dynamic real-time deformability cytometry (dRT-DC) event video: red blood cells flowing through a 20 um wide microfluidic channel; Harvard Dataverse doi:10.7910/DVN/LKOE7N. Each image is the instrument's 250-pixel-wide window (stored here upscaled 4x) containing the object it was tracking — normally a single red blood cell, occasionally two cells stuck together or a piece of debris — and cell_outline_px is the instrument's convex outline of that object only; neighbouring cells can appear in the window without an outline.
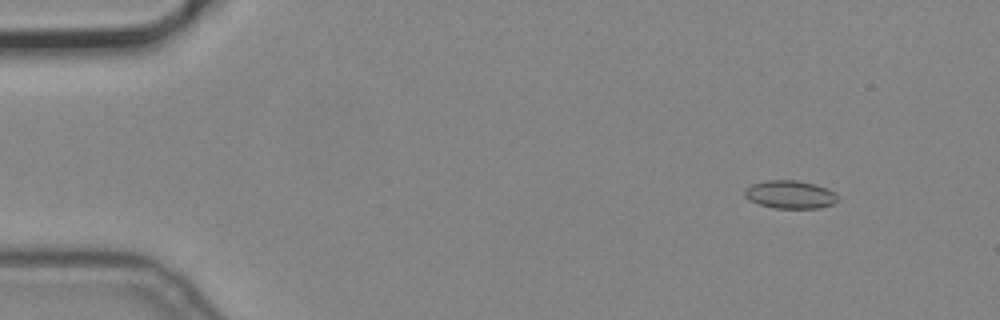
{"species": "common noctule bat (a hibernating species)", "species_latin": "Nyctalus noctula", "temperature_condition": "cold", "stored_images_in_passage": 6, "camera_frame_rate_fps": 3000, "um_per_image_px": 0.085, "animal": {"sex": "male", "body_mass_g": 19.2, "forearm_length_mm": 51.8}, "frame": {"image": 1, "passage_image": 3, "time_ms": 0.667, "image_size_px": [1000, 320], "cell_outline_px": [[836, 200], [832, 204], [820, 208], [776, 208], [760, 204], [748, 200], [744, 196], [744, 192], [752, 184], [764, 180], [796, 180], [816, 184], [828, 188], [836, 192]], "centroid_in_image_um": [67.16, 16.52], "position_along_channel_um": 17.8, "area_um2": 15.2}}